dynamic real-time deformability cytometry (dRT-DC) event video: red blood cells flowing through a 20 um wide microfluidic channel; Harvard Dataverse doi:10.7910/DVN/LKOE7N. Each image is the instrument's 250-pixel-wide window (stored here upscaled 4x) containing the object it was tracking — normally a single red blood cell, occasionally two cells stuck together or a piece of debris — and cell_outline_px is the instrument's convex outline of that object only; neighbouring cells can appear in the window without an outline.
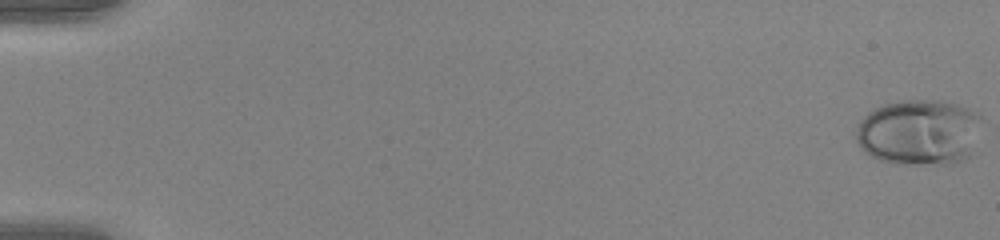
{"species": "human", "species_latin": "Homo sapiens", "temperature_condition": "warm", "stored_images_in_passage": 54, "camera_frame_rate_fps": 3000, "um_per_image_px": 0.085, "donor": {"sex": "female"}, "frame": {"image": 1, "passage_image": 1, "time_ms": 0.0, "image_size_px": [1000, 240], "cell_outline_px": [[980, 116], [968, 156], [964, 160], [956, 164], [896, 164], [880, 160], [864, 152], [860, 148], [856, 140], [856, 136], [860, 124], [864, 116], [868, 112], [876, 108], [888, 104], [908, 100], [936, 100], [952, 104], [964, 108]], "centroid_in_image_um": [78.05, 11.28], "position_along_channel_um": 7.0, "area_um2": 47.11}}
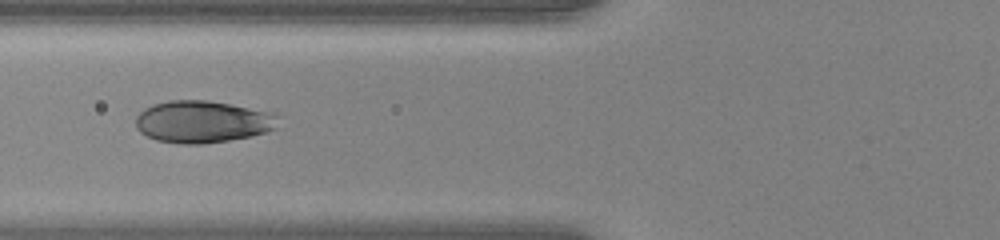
{"frame": {"image": 2, "passage_image": 23, "time_ms": 7.333, "image_size_px": [1000, 240], "cell_outline_px": [[276, 128], [252, 136], [228, 140], [200, 144], [184, 144], [156, 140], [140, 132], [136, 128], [136, 116], [144, 108], [152, 104], [168, 100], [208, 100], [276, 112]], "centroid_in_image_um": [17.2, 10.33], "position_along_channel_um": 108.6, "area_um2": 35.03}}
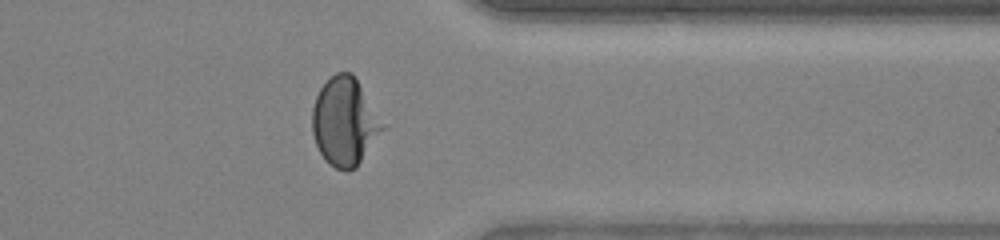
{"frame": {"image": 3, "passage_image": 44, "time_ms": 14.333, "image_size_px": [1000, 240], "cell_outline_px": [[384, 128], [356, 168], [348, 172], [344, 172], [328, 164], [324, 160], [316, 144], [312, 132], [312, 108], [316, 96], [320, 88], [336, 72], [352, 72], [384, 124]], "centroid_in_image_um": [29.27, 10.37], "position_along_channel_um": 382.1, "area_um2": 35.78}, "authors_computed_cell_mechanics": {"area_um2": 35.6337, "velocity_mm_per_s": 3.9781, "shape_relaxation_time_tau1_ms": 3.7297, "shape_relaxation_time_tau2_ms": null, "deformation_change_tau1": 0.2147, "deformation_change_tau2": null}}